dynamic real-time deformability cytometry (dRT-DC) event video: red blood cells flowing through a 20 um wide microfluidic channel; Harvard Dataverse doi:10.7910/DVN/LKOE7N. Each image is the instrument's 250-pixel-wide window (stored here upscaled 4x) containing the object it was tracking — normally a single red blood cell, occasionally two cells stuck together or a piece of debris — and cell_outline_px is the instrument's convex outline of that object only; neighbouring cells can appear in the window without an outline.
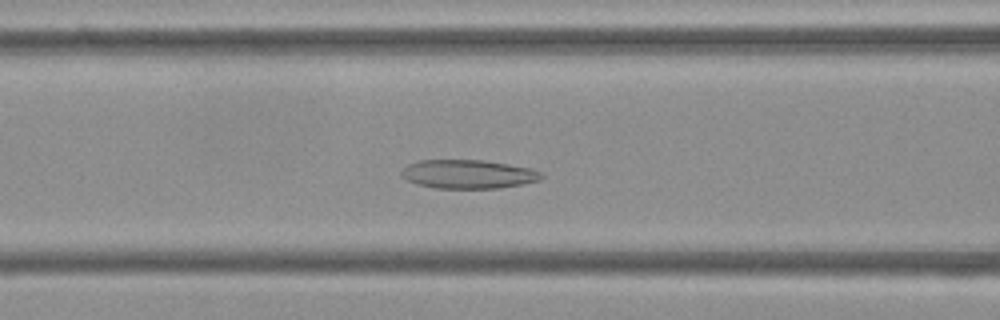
{"species": "Egyptian fruit bat (a non-hibernating species)", "species_latin": "Rousettus aegyptiacus", "temperature_condition": "cold", "stored_images_in_passage": 42, "camera_frame_rate_fps": 3000, "um_per_image_px": 0.085, "frame": {"image": 1, "passage_image": 10, "time_ms": 3.0, "image_size_px": [1000, 320], "cell_outline_px": [[544, 176], [540, 180], [524, 184], [500, 188], [436, 188], [420, 184], [408, 180], [400, 176], [400, 172], [408, 164], [420, 160], [484, 160], [508, 164], [528, 168], [540, 172]], "centroid_in_image_um": [39.8, 14.8], "position_along_channel_um": 126.8, "area_um2": 23.35}}
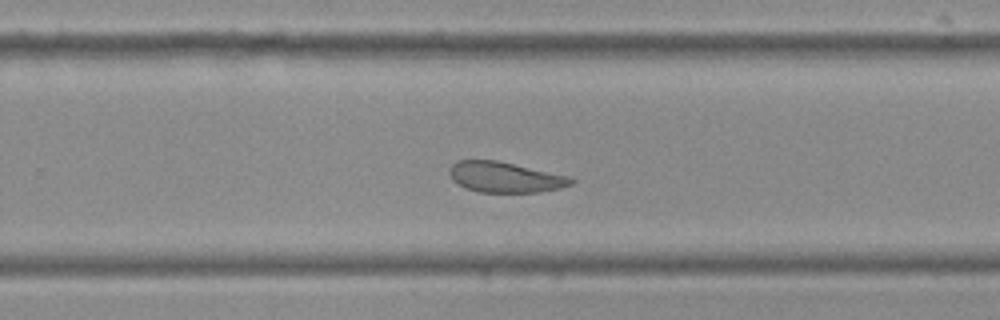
{"frame": {"image": 2, "passage_image": 23, "time_ms": 7.333, "image_size_px": [1000, 320], "cell_outline_px": [[576, 180], [572, 184], [560, 188], [540, 192], [480, 192], [468, 188], [452, 180], [448, 172], [448, 168], [456, 160], [496, 160], [572, 176]], "centroid_in_image_um": [42.96, 15.05], "position_along_channel_um": 286.8, "area_um2": 21.79}}
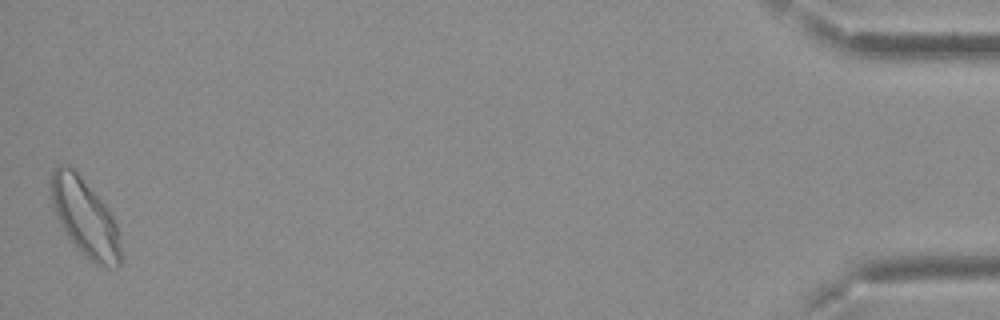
{"frame": {"image": 3, "passage_image": 42, "time_ms": 13.667, "image_size_px": [1000, 320], "cell_outline_px": [[120, 264], [116, 268], [96, 264], [84, 256], [76, 248], [68, 236], [56, 216], [52, 208], [52, 168], [60, 164], [68, 164], [76, 168], [112, 216], [116, 224], [120, 240]], "centroid_in_image_um": [7.2, 18.46], "position_along_channel_um": 428.0, "area_um2": 31.27}, "authors_computed_cell_mechanics": {"area_um2": 23.6113, "velocity_mm_per_s": 3.7014, "shape_relaxation_time_tau1_ms": null, "shape_relaxation_time_tau2_ms": 5.5574, "deformation_change_tau1": null, "deformation_change_tau2": 0.1218}}